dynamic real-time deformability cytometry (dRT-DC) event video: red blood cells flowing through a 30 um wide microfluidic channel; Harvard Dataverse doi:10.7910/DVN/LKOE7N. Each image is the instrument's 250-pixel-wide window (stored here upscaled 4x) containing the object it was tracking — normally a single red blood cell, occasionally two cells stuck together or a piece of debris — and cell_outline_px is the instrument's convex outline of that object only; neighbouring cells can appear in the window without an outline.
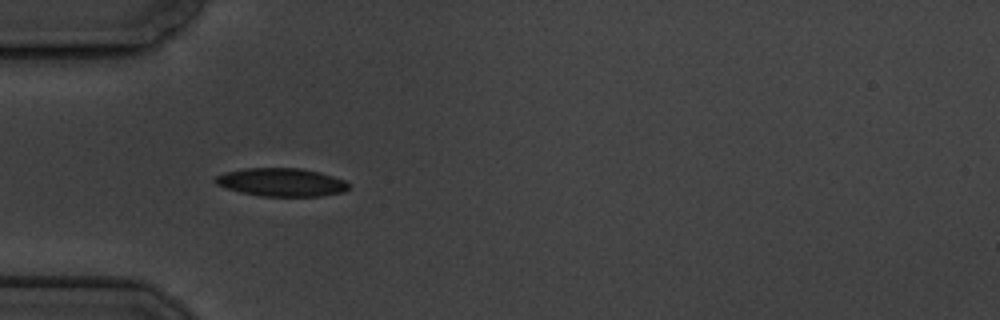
{"species": "common noctule bat (a hibernating species)", "species_latin": "Nyctalus noctula", "temperature_condition": "cold", "stored_images_in_passage": 2, "camera_frame_rate_fps": 3000, "um_per_image_px": 0.085, "animal": {"sex": "male", "body_mass_g": 19.5, "forearm_length_mm": 54.6}, "frame": {"image": 1, "passage_image": 1, "time_ms": 0.0, "image_size_px": [1000, 320], "cell_outline_px": [[348, 188], [344, 192], [320, 196], [264, 196], [240, 192], [216, 184], [212, 180], [216, 176], [224, 172], [244, 168], [300, 168], [320, 172], [344, 180], [348, 184]], "centroid_in_image_um": [23.9, 15.48], "position_along_channel_um": 61.1, "area_um2": 21.85}}
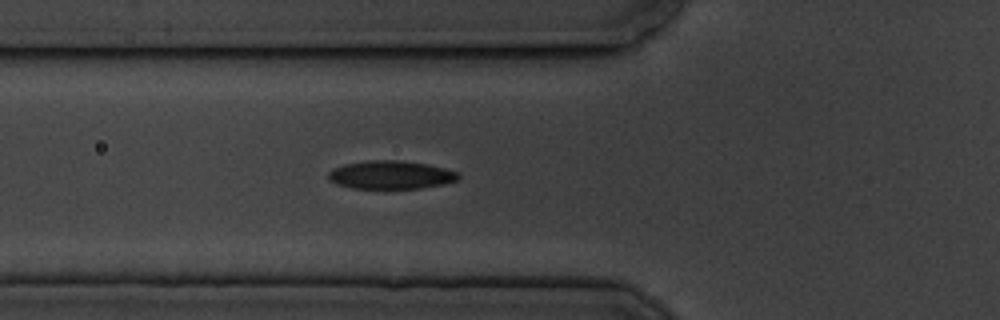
{"frame": {"image": 2, "passage_image": 2, "time_ms": 1.0, "image_size_px": [1000, 320], "cell_outline_px": [[460, 176], [456, 180], [444, 184], [420, 188], [352, 188], [336, 184], [328, 180], [328, 172], [332, 168], [344, 164], [368, 160], [396, 160], [428, 164], [460, 172]], "centroid_in_image_um": [33.2, 14.86], "position_along_channel_um": 92.6, "area_um2": 21.5}}